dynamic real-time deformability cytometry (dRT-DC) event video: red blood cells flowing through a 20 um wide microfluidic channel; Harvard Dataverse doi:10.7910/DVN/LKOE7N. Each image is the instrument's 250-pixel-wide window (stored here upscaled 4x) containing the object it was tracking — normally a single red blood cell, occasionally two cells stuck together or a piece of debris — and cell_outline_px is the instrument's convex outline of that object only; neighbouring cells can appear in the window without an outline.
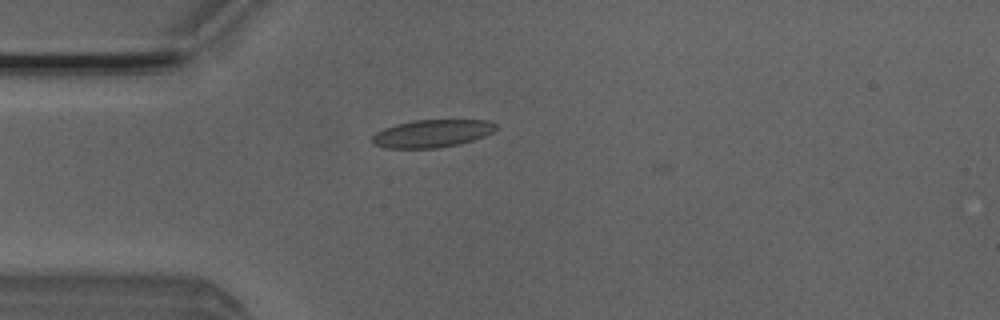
{"species": "Egyptian fruit bat (a non-hibernating species)", "species_latin": "Rousettus aegyptiacus", "temperature_condition": "room temperature", "stored_images_in_passage": 11, "camera_frame_rate_fps": 3000, "um_per_image_px": 0.085, "animal": {"sex": "male"}, "frame": {"image": 1, "passage_image": 2, "time_ms": 0.333, "image_size_px": [1000, 320], "cell_outline_px": [[496, 128], [492, 132], [484, 136], [460, 144], [440, 148], [384, 148], [372, 144], [372, 136], [376, 132], [384, 128], [396, 124], [412, 120], [492, 120], [496, 124]], "centroid_in_image_um": [36.71, 11.35], "position_along_channel_um": 48.3, "area_um2": 20.11}}